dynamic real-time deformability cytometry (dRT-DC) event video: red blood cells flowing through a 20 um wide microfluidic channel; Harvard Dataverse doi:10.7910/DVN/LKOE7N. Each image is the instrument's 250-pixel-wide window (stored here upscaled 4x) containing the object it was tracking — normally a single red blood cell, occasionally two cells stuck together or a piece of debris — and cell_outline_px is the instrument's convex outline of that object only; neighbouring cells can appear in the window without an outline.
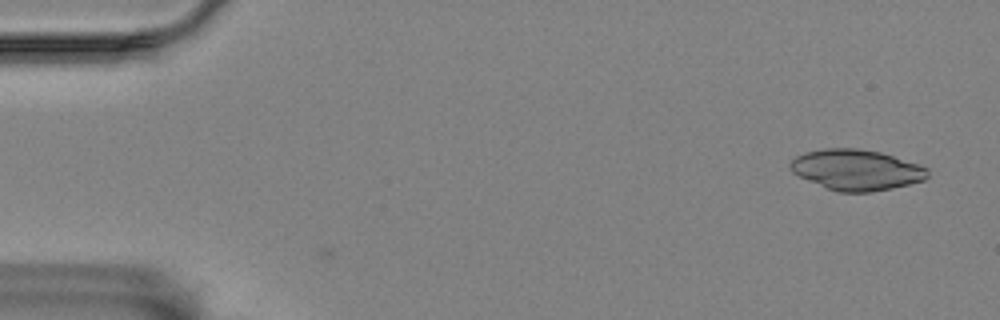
{"species": "Egyptian fruit bat (a non-hibernating species)", "species_latin": "Rousettus aegyptiacus", "temperature_condition": "room temperature", "stored_images_in_passage": 2, "camera_frame_rate_fps": 3000, "um_per_image_px": 0.085, "animal": {"sex": "female"}, "frame": {"image": 1, "passage_image": 2, "time_ms": 0.333, "image_size_px": [1000, 320], "cell_outline_px": [[928, 176], [924, 180], [892, 188], [872, 192], [836, 192], [808, 180], [792, 172], [788, 164], [796, 156], [804, 152], [824, 148], [860, 148], [880, 152], [928, 168]], "centroid_in_image_um": [72.76, 14.43], "position_along_channel_um": 12.2, "area_um2": 32.43}}